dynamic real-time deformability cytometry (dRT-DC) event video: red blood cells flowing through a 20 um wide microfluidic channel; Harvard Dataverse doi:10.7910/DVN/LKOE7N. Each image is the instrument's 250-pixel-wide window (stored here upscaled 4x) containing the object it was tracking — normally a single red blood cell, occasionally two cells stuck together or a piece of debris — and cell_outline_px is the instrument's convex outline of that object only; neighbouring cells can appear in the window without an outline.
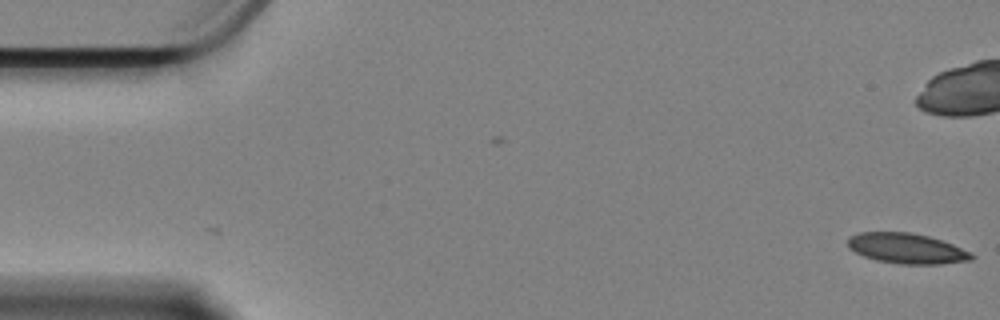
{"species": "Egyptian fruit bat (a non-hibernating species)", "species_latin": "Rousettus aegyptiacus", "temperature_condition": "cold", "stored_images_in_passage": 5, "camera_frame_rate_fps": 3000, "um_per_image_px": 0.085, "animal": {"sex": "female"}, "frame": {"image": 1, "passage_image": 5, "time_ms": 1.333, "image_size_px": [1000, 320], "cell_outline_px": [[976, 256], [972, 260], [940, 264], [900, 264], [876, 260], [864, 256], [848, 248], [848, 236], [860, 232], [912, 232], [928, 236], [952, 244], [972, 252]], "centroid_in_image_um": [77.08, 21.11], "position_along_channel_um": 7.9, "area_um2": 21.96}}